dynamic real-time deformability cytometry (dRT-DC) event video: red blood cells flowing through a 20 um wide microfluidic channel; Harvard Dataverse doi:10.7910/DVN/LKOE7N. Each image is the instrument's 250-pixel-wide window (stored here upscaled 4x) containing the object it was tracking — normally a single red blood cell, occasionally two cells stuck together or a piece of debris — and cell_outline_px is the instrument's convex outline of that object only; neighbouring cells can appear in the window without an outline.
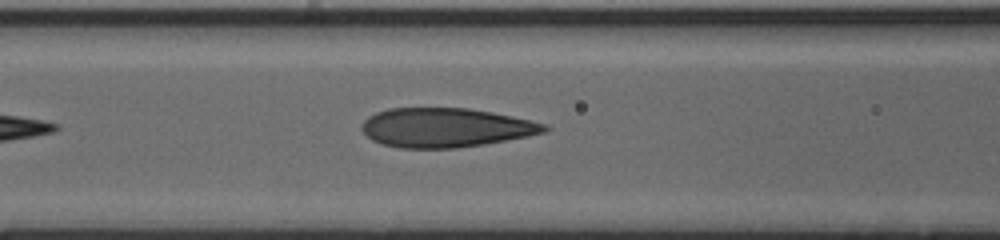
{"species": "human", "species_latin": "Homo sapiens", "temperature_condition": "cold", "stored_images_in_passage": 28, "camera_frame_rate_fps": 3000, "um_per_image_px": 0.085, "donor": {"sex": "male"}, "frame": {"image": 1, "passage_image": 8, "time_ms": 2.333, "image_size_px": [1000, 240], "cell_outline_px": [[552, 128], [544, 132], [528, 136], [484, 144], [456, 148], [400, 148], [384, 144], [372, 140], [364, 132], [364, 120], [368, 116], [376, 112], [388, 108], [468, 108], [492, 112], [512, 116], [548, 124]], "centroid_in_image_um": [37.92, 10.84], "position_along_channel_um": 128.7, "area_um2": 41.62}}
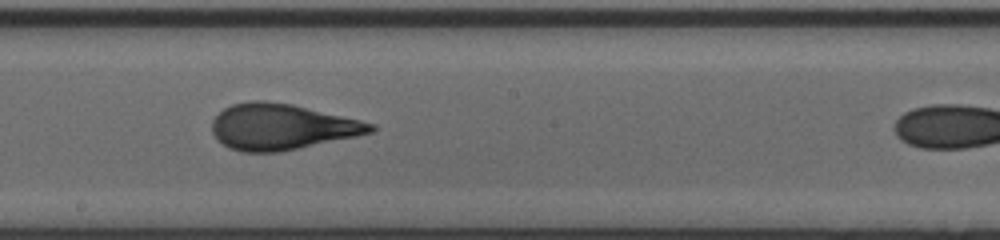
{"frame": {"image": 2, "passage_image": 15, "time_ms": 4.667, "image_size_px": [1000, 240], "cell_outline_px": [[376, 128], [372, 132], [356, 136], [280, 152], [244, 152], [228, 148], [212, 132], [212, 120], [224, 108], [232, 104], [252, 100], [264, 100], [292, 104], [360, 120], [376, 124]], "centroid_in_image_um": [23.93, 10.77], "position_along_channel_um": 224.3, "area_um2": 42.19}}
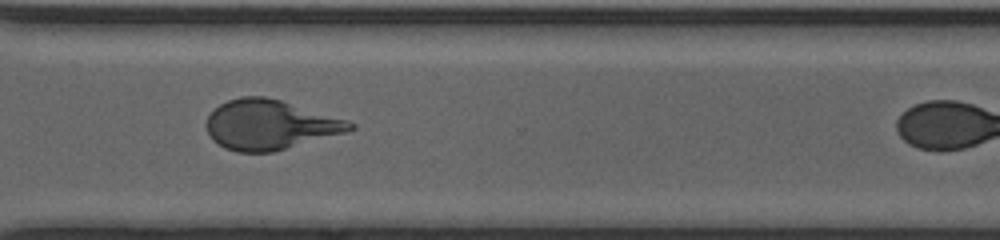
{"frame": {"image": 3, "passage_image": 24, "time_ms": 7.667, "image_size_px": [1000, 240], "cell_outline_px": [[356, 128], [344, 132], [272, 152], [236, 152], [224, 148], [212, 140], [208, 136], [208, 116], [220, 104], [228, 100], [240, 96], [264, 96], [280, 100], [348, 120], [356, 124]], "centroid_in_image_um": [22.91, 10.6], "position_along_channel_um": 347.7, "area_um2": 41.15}}